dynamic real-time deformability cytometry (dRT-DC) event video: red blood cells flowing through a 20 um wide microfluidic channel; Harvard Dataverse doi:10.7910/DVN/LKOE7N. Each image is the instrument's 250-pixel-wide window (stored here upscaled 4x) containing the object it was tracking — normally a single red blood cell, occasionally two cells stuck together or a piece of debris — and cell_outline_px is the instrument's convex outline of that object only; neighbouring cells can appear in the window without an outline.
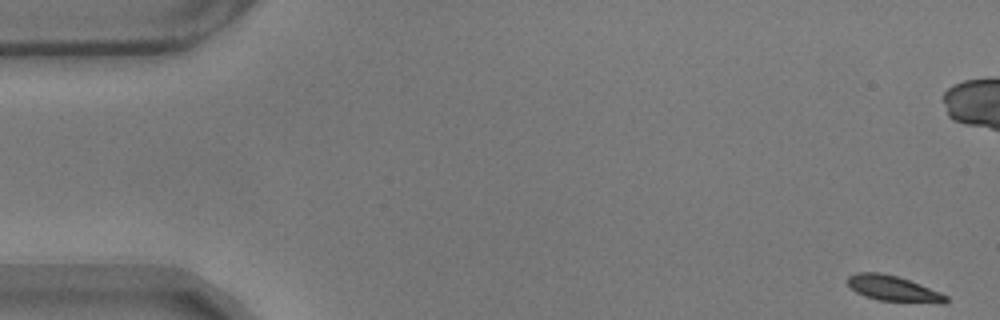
{"species": "common noctule bat (a hibernating species)", "species_latin": "Nyctalus noctula", "temperature_condition": "warm", "stored_images_in_passage": 58, "camera_frame_rate_fps": 3000, "um_per_image_px": 0.085, "animal": {"sex": "male", "body_mass_g": 17.9}, "frame": {"image": 1, "passage_image": 1, "time_ms": 0.0, "image_size_px": [1000, 320], "cell_outline_px": [[948, 300], [944, 304], [940, 304], [880, 300], [864, 296], [856, 292], [848, 284], [848, 276], [856, 272], [880, 272], [896, 276], [920, 284], [940, 292], [948, 296]], "centroid_in_image_um": [75.95, 24.54], "position_along_channel_um": 9.0, "area_um2": 14.68}}
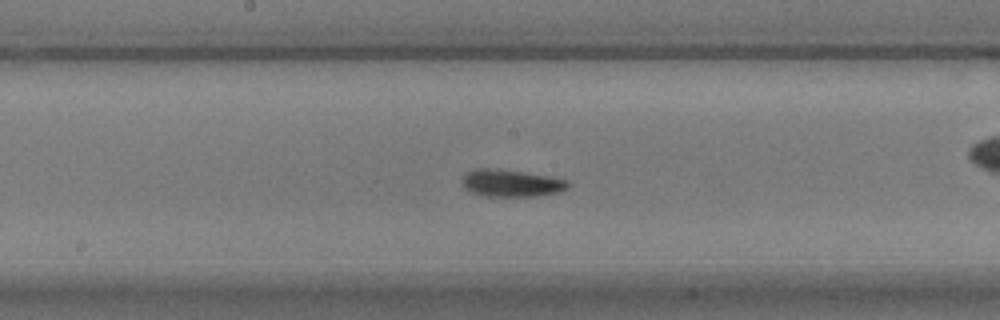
{"frame": {"image": 2, "passage_image": 29, "time_ms": 9.333, "image_size_px": [1000, 320], "cell_outline_px": [[572, 184], [568, 188], [560, 192], [536, 196], [484, 196], [468, 192], [464, 188], [464, 176], [468, 172], [476, 168], [500, 168], [552, 176], [568, 180]], "centroid_in_image_um": [43.51, 15.56], "position_along_channel_um": 204.7, "area_um2": 17.11}}
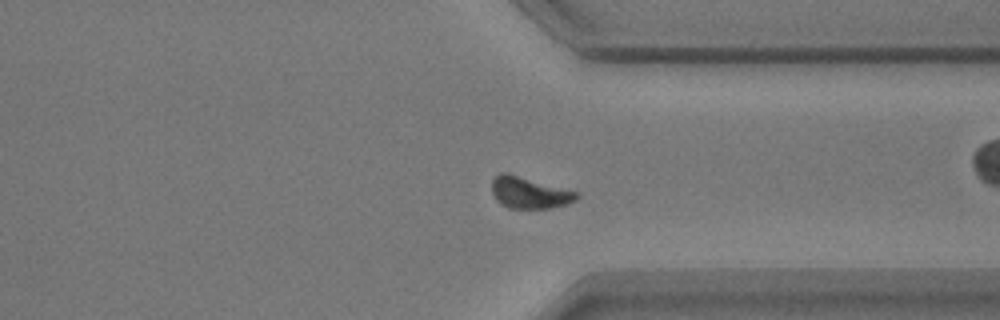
{"frame": {"image": 3, "passage_image": 43, "time_ms": 14.0, "image_size_px": [1000, 320], "cell_outline_px": [[580, 196], [576, 200], [568, 204], [548, 208], [508, 208], [500, 204], [496, 200], [492, 192], [492, 180], [500, 172], [508, 172], [580, 192]], "centroid_in_image_um": [45.02, 16.36], "position_along_channel_um": 366.4, "area_um2": 15.9}, "authors_computed_cell_mechanics": {"area_um2": 15.4615, "velocity_mm_per_s": 3.479, "shape_relaxation_time_tau1_ms": 2.4919, "shape_relaxation_time_tau2_ms": 0.8084, "deformation_change_tau1": 0.134, "deformation_change_tau2": 0.0782}}